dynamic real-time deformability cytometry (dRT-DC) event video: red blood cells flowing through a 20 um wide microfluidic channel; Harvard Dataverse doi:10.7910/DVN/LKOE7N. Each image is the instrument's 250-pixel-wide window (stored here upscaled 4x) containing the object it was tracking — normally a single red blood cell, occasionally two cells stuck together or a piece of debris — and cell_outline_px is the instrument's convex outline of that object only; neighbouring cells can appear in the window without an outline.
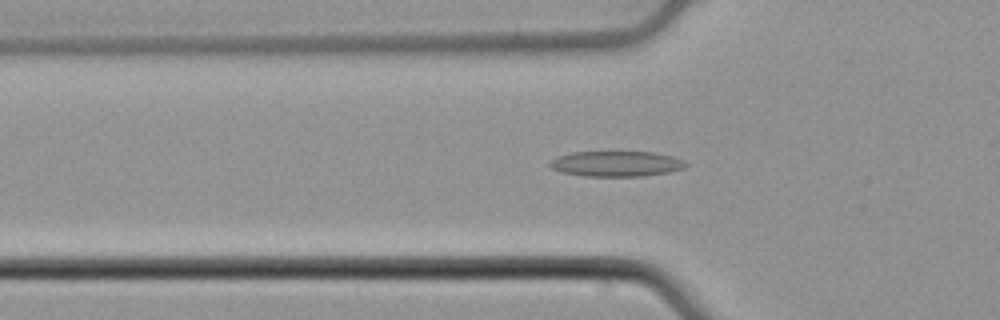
{"species": "common noctule bat (a hibernating species)", "species_latin": "Nyctalus noctula", "temperature_condition": "cold", "stored_images_in_passage": 52, "camera_frame_rate_fps": 3000, "um_per_image_px": 0.085, "animal": {"sex": "male", "body_mass_g": 21.5, "forearm_length_mm": 52.0}, "frame": {"image": 1, "passage_image": 17, "time_ms": 5.333, "image_size_px": [1000, 320], "cell_outline_px": [[688, 164], [684, 168], [668, 172], [640, 176], [584, 176], [560, 172], [552, 168], [548, 164], [552, 160], [560, 156], [572, 152], [652, 152], [672, 156], [684, 160]], "centroid_in_image_um": [52.39, 13.92], "position_along_channel_um": 73.4, "area_um2": 20.0}}
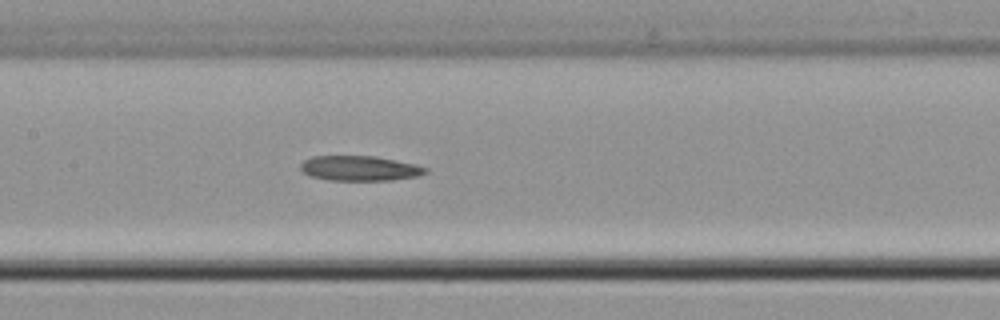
{"frame": {"image": 2, "passage_image": 25, "time_ms": 8.0, "image_size_px": [1000, 320], "cell_outline_px": [[428, 172], [416, 176], [392, 180], [328, 180], [308, 176], [300, 168], [300, 164], [304, 160], [312, 156], [376, 156], [416, 164], [428, 168]], "centroid_in_image_um": [30.56, 14.3], "position_along_channel_um": 176.8, "area_um2": 18.26}}
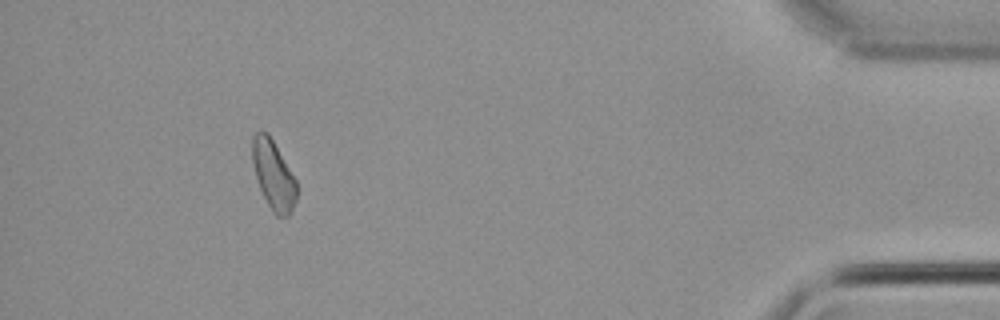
{"frame": {"image": 3, "passage_image": 48, "time_ms": 15.667, "image_size_px": [1000, 320], "cell_outline_px": [[296, 200], [288, 216], [276, 216], [272, 212], [260, 188], [256, 176], [252, 160], [252, 136], [260, 128], [268, 132], [296, 180]], "centroid_in_image_um": [23.22, 14.83], "position_along_channel_um": 412.0, "area_um2": 17.69}}